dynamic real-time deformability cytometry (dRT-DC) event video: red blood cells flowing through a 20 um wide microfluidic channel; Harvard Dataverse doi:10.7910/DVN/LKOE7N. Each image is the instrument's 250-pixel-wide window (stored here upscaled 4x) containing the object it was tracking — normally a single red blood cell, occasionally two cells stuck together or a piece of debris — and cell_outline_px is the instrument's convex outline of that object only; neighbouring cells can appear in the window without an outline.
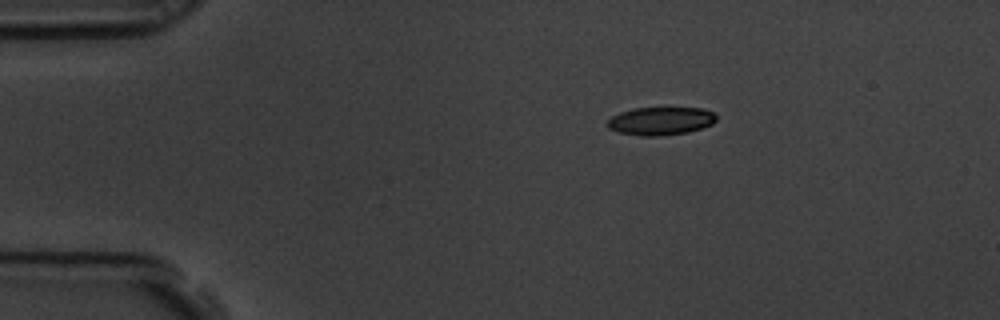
{"species": "common noctule bat (a hibernating species)", "species_latin": "Nyctalus noctula", "temperature_condition": "room temperature", "stored_images_in_passage": 3, "camera_frame_rate_fps": 3000, "um_per_image_px": 0.085, "animal": {"sex": "male", "body_mass_g": 19.5, "forearm_length_mm": 54.6}, "frame": {"image": 1, "passage_image": 1, "time_ms": 0.0, "image_size_px": [1000, 320], "cell_outline_px": [[716, 120], [712, 124], [688, 132], [660, 136], [644, 136], [620, 132], [608, 128], [604, 124], [612, 116], [620, 112], [632, 108], [700, 108], [712, 112], [716, 116]], "centroid_in_image_um": [56.12, 10.28], "position_along_channel_um": 28.9, "area_um2": 17.74}}
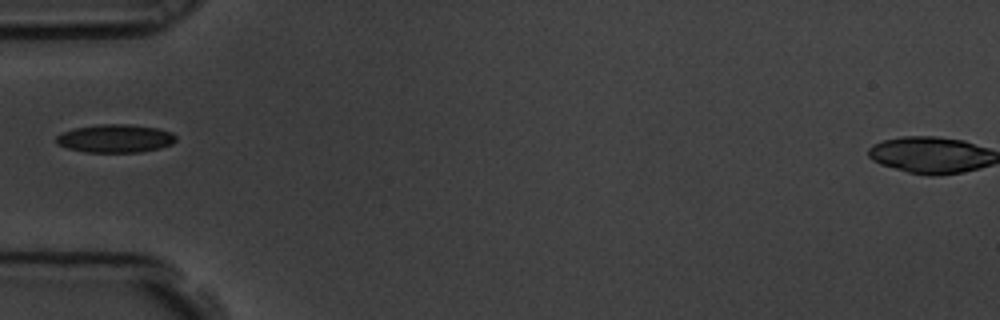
{"frame": {"image": 2, "passage_image": 3, "time_ms": 0.667, "image_size_px": [1000, 320], "cell_outline_px": [[176, 140], [172, 144], [160, 148], [140, 152], [84, 152], [68, 148], [56, 144], [56, 136], [64, 132], [76, 128], [100, 124], [128, 124], [156, 128], [172, 132], [176, 136]], "centroid_in_image_um": [9.81, 11.77], "position_along_channel_um": 75.2, "area_um2": 19.59}}